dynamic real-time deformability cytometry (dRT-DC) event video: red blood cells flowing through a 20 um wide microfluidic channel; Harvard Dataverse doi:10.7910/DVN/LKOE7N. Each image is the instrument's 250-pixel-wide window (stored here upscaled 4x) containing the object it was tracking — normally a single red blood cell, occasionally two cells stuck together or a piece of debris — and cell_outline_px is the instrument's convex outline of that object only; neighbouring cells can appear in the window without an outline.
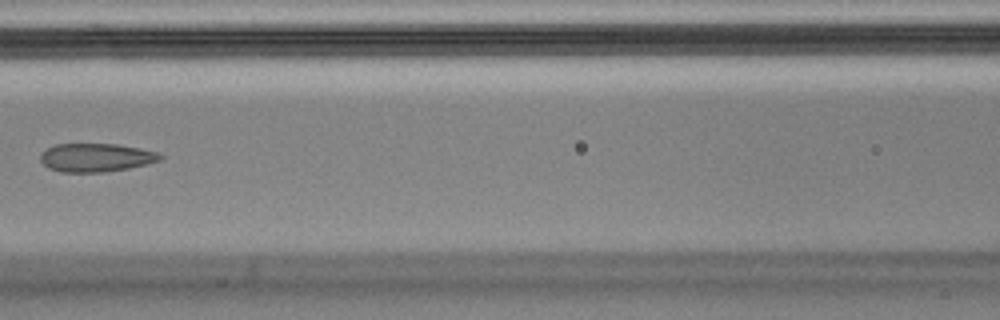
{"species": "Egyptian fruit bat (a non-hibernating species)", "species_latin": "Rousettus aegyptiacus", "temperature_condition": "cold", "stored_images_in_passage": 8, "camera_frame_rate_fps": 3000, "um_per_image_px": 0.085, "animal": {"sex": "male"}, "frame": {"image": 1, "passage_image": 7, "time_ms": 2.0, "image_size_px": [1000, 320], "cell_outline_px": [[164, 156], [160, 160], [128, 168], [104, 172], [60, 172], [48, 168], [40, 160], [40, 152], [56, 144], [116, 144], [140, 148], [156, 152]], "centroid_in_image_um": [8.12, 13.39], "position_along_channel_um": 158.5, "area_um2": 19.77}}
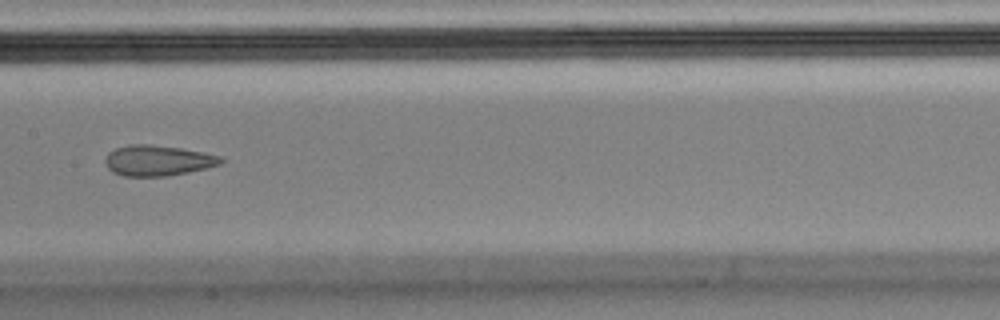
{"frame": {"image": 2, "passage_image": 8, "time_ms": 2.333, "image_size_px": [1000, 320], "cell_outline_px": [[224, 160], [220, 164], [188, 172], [168, 176], [124, 176], [112, 172], [108, 168], [104, 160], [108, 152], [116, 148], [132, 144], [148, 144], [180, 148], [220, 156]], "centroid_in_image_um": [13.36, 13.65], "position_along_channel_um": 194.0, "area_um2": 20.4}}